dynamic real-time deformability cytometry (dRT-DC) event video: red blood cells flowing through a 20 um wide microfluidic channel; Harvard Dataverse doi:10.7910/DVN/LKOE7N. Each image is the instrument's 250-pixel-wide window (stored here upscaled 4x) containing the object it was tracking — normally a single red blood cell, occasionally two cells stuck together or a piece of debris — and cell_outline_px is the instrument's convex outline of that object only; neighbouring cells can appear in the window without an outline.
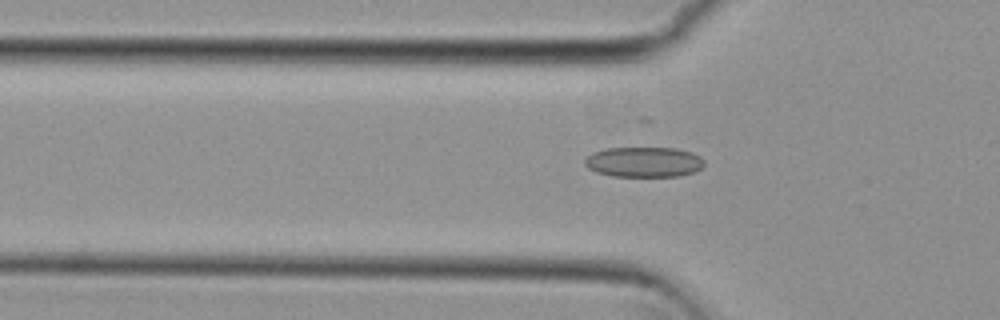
{"species": "common noctule bat (a hibernating species)", "species_latin": "Nyctalus noctula", "temperature_condition": "cold", "stored_images_in_passage": 47, "camera_frame_rate_fps": 3000, "um_per_image_px": 0.085, "animal": {"sex": "female", "body_mass_g": 29.2, "forearm_length_mm": 56.3}, "frame": {"image": 1, "passage_image": 17, "time_ms": 5.333, "image_size_px": [1000, 320], "cell_outline_px": [[704, 164], [696, 172], [680, 176], [612, 176], [596, 172], [588, 168], [584, 164], [584, 160], [592, 152], [604, 148], [676, 148], [692, 152], [700, 156], [704, 160]], "centroid_in_image_um": [54.73, 13.77], "position_along_channel_um": 71.1, "area_um2": 21.21}}
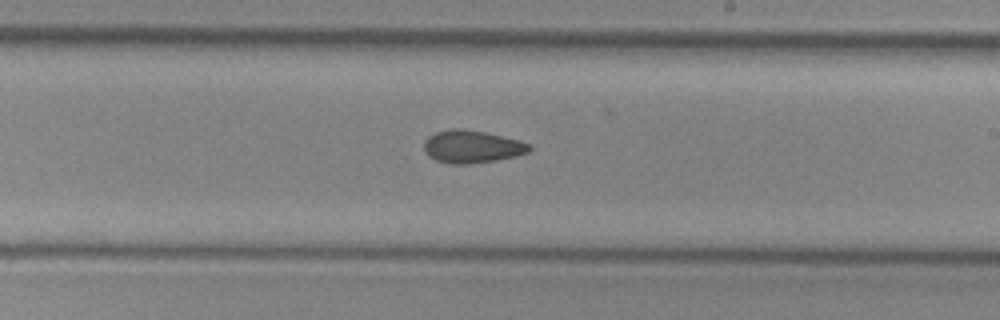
{"frame": {"image": 2, "passage_image": 31, "time_ms": 10.0, "image_size_px": [1000, 320], "cell_outline_px": [[532, 148], [528, 152], [516, 156], [496, 160], [468, 164], [452, 164], [436, 160], [428, 156], [424, 148], [424, 144], [428, 136], [436, 132], [452, 128], [460, 128], [484, 132], [516, 140], [528, 144]], "centroid_in_image_um": [40.08, 12.47], "position_along_channel_um": 248.9, "area_um2": 19.77}}
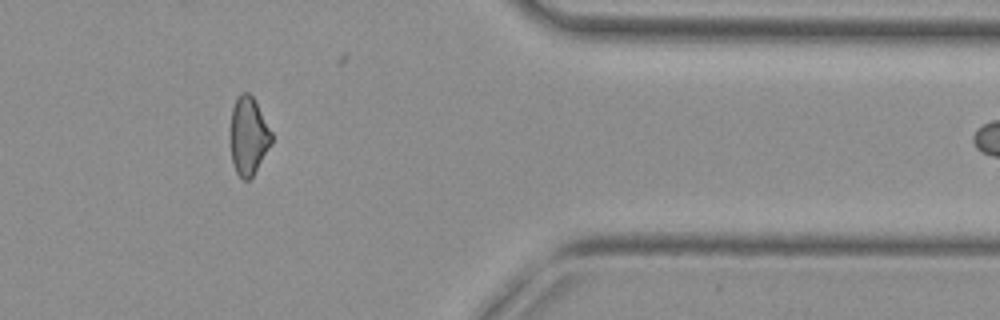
{"frame": {"image": 3, "passage_image": 44, "time_ms": 14.333, "image_size_px": [1000, 320], "cell_outline_px": [[272, 144], [252, 176], [248, 180], [244, 180], [236, 172], [232, 160], [228, 136], [232, 108], [236, 96], [240, 92], [248, 92], [252, 96], [272, 132]], "centroid_in_image_um": [21.08, 11.53], "position_along_channel_um": 390.3, "area_um2": 19.02}, "authors_computed_cell_mechanics": {"area_um2": 19.9988, "velocity_mm_per_s": 3.7984, "shape_relaxation_time_tau1_ms": null, "shape_relaxation_time_tau2_ms": 6.4301, "deformation_change_tau1": null, "deformation_change_tau2": 0.1411}}